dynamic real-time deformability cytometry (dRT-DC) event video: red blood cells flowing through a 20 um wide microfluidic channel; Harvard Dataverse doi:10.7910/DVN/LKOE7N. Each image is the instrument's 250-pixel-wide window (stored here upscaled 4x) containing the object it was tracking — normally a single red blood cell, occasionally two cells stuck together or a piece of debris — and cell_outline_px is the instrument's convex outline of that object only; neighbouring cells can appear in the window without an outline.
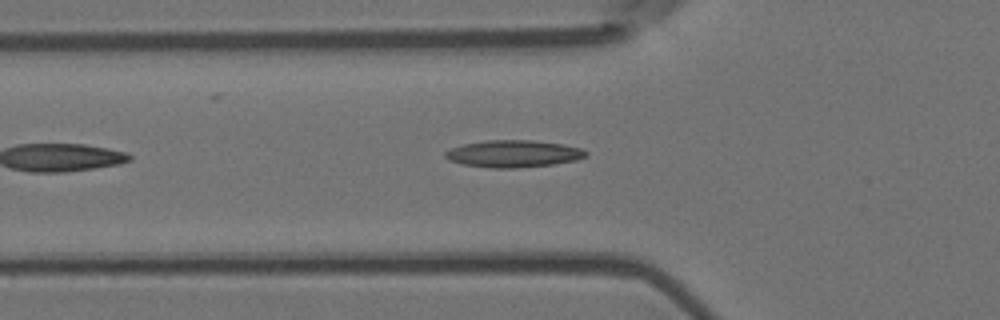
{"species": "Egyptian fruit bat (a non-hibernating species)", "species_latin": "Rousettus aegyptiacus", "temperature_condition": "room temperature", "stored_images_in_passage": 5, "camera_frame_rate_fps": 3000, "um_per_image_px": 0.085, "animal": {"sex": "female"}, "frame": {"image": 1, "passage_image": 5, "time_ms": 1.333, "image_size_px": [1000, 320], "cell_outline_px": [[588, 156], [576, 160], [552, 164], [516, 168], [492, 168], [464, 164], [448, 160], [444, 156], [444, 152], [452, 148], [464, 144], [488, 140], [532, 140], [564, 144], [580, 148], [588, 152]], "centroid_in_image_um": [43.66, 13.06], "position_along_channel_um": 82.1, "area_um2": 22.14}}